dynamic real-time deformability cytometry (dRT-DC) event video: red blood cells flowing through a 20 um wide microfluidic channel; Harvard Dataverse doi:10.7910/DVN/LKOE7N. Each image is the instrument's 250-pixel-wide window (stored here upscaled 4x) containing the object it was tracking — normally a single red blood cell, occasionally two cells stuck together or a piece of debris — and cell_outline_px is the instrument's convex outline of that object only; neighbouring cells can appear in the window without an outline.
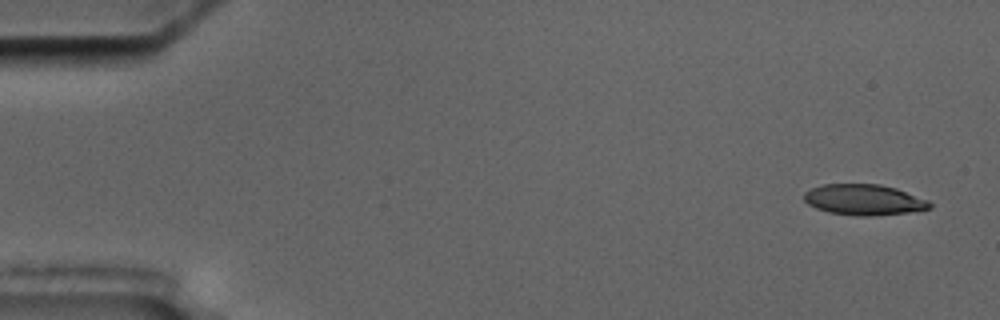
{"species": "common noctule bat (a hibernating species)", "species_latin": "Nyctalus noctula", "temperature_condition": "cold", "stored_images_in_passage": 4, "camera_frame_rate_fps": 3000, "um_per_image_px": 0.085, "animal": {"sex": "male", "body_mass_g": 17.5, "forearm_length_mm": 52.3}, "frame": {"image": 1, "passage_image": 1, "time_ms": 0.0, "image_size_px": [1000, 320], "cell_outline_px": [[932, 208], [908, 212], [868, 216], [856, 216], [828, 212], [816, 208], [808, 204], [804, 200], [804, 192], [812, 188], [824, 184], [880, 184], [896, 188], [928, 200], [932, 204]], "centroid_in_image_um": [73.43, 16.98], "position_along_channel_um": 11.6, "area_um2": 22.48}}